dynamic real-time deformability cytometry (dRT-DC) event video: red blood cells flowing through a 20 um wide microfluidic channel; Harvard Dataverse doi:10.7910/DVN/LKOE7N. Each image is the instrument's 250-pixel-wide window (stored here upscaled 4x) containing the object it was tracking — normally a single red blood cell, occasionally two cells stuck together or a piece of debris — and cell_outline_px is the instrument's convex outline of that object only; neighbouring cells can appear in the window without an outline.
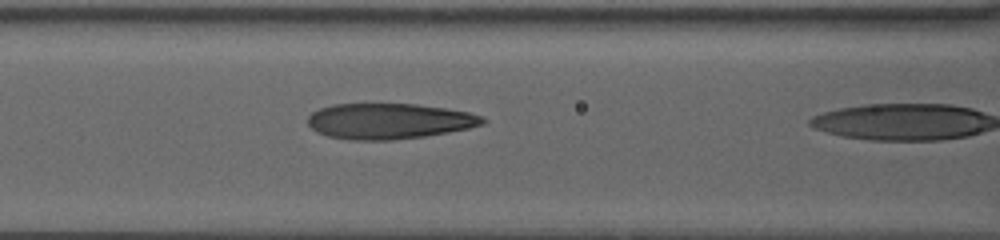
{"species": "human", "species_latin": "Homo sapiens", "temperature_condition": "warm", "stored_images_in_passage": 5, "segment_of_instrument_passage": [1, 2], "camera_frame_rate_fps": 3000, "um_per_image_px": 0.085, "donor": {"sex": "female"}, "frame": {"image": 1, "passage_image": 4, "time_ms": 3.0, "image_size_px": [1000, 240], "cell_outline_px": [[488, 120], [484, 124], [468, 128], [448, 132], [424, 136], [392, 140], [352, 140], [328, 136], [316, 132], [308, 124], [308, 116], [312, 112], [320, 108], [332, 104], [416, 104], [444, 108], [468, 112], [484, 116]], "centroid_in_image_um": [33.07, 10.29], "position_along_channel_um": 133.5, "area_um2": 36.36}}